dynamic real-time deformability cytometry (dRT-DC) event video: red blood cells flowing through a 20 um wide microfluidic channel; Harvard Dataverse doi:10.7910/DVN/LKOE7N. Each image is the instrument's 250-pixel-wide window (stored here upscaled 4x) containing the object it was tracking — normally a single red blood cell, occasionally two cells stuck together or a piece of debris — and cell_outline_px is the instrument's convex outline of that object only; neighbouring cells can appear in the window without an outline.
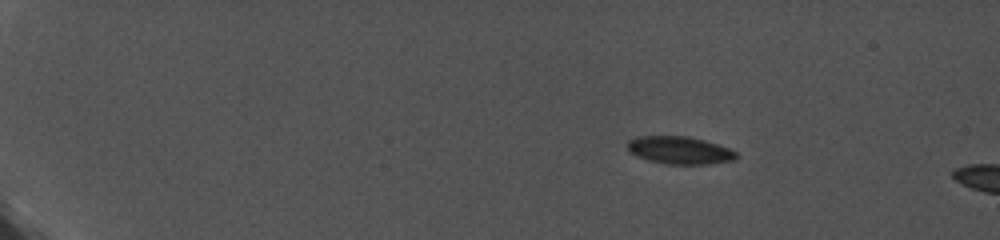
{"species": "common noctule bat (a hibernating species)", "species_latin": "Nyctalus noctula", "temperature_condition": "cold", "stored_images_in_passage": 29, "camera_frame_rate_fps": 5000, "um_per_image_px": 0.085, "animal": {"sex": "female", "body_mass_g": 19.0, "forearm_length_mm": 56.7}, "frame": {"image": 1, "passage_image": 3, "time_ms": 0.4, "image_size_px": [1000, 240], "cell_outline_px": [[740, 156], [736, 160], [708, 164], [664, 164], [648, 160], [632, 152], [628, 148], [628, 140], [640, 136], [688, 136], [704, 140], [728, 148], [736, 152]], "centroid_in_image_um": [57.83, 12.77], "position_along_channel_um": 27.2, "area_um2": 17.4}}
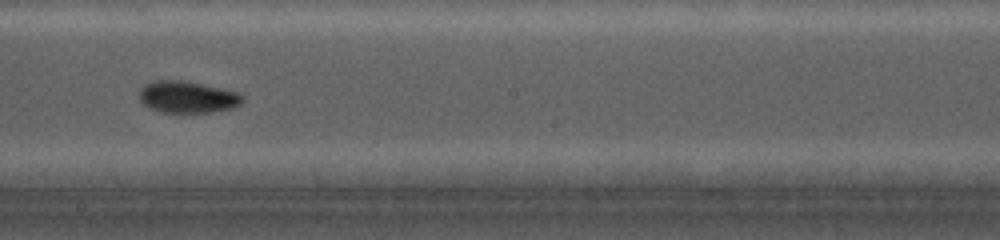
{"frame": {"image": 2, "passage_image": 19, "time_ms": 3.6, "image_size_px": [1000, 240], "cell_outline_px": [[244, 100], [240, 104], [232, 108], [208, 112], [164, 112], [152, 108], [144, 104], [140, 100], [140, 88], [144, 84], [156, 80], [180, 80], [220, 88], [236, 92], [244, 96]], "centroid_in_image_um": [15.93, 8.24], "position_along_channel_um": 232.3, "area_um2": 18.79}}
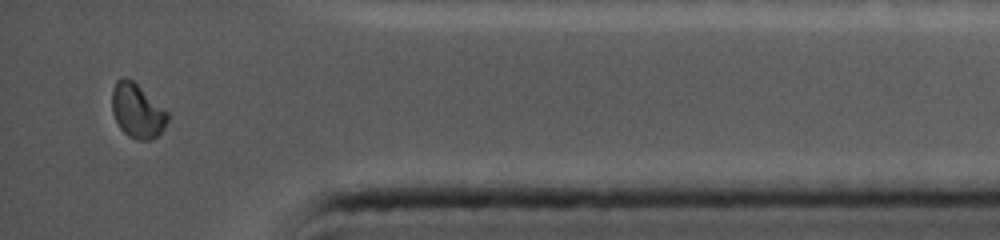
{"frame": {"image": 3, "passage_image": 29, "time_ms": 5.6, "image_size_px": [1000, 240], "cell_outline_px": [[168, 120], [164, 128], [152, 140], [136, 140], [128, 136], [120, 128], [112, 112], [112, 92], [116, 80], [124, 76], [132, 80], [168, 112]], "centroid_in_image_um": [11.65, 9.43], "position_along_channel_um": 423.5, "area_um2": 17.46}}